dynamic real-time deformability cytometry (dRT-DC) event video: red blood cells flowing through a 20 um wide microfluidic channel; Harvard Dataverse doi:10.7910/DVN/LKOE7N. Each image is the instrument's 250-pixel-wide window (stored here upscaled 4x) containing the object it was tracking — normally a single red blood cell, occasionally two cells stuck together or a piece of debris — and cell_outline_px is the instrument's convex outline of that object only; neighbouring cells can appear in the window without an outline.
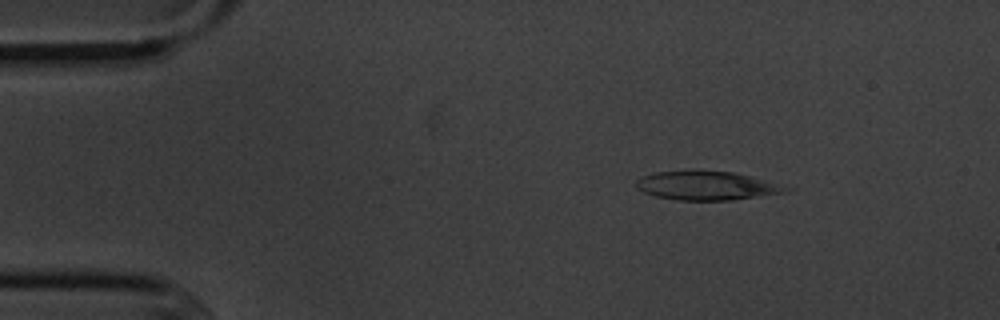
{"species": "common noctule bat (a hibernating species)", "species_latin": "Nyctalus noctula", "temperature_condition": "cold", "stored_images_in_passage": 2, "camera_frame_rate_fps": 3000, "um_per_image_px": 0.085, "animal": {"sex": "male", "body_mass_g": 20.1, "forearm_length_mm": 53.5}, "frame": {"image": 1, "passage_image": 2, "time_ms": 1.333, "image_size_px": [1000, 320], "cell_outline_px": [[796, 188], [784, 192], [732, 200], [676, 200], [656, 196], [644, 192], [636, 188], [636, 180], [640, 176], [656, 172], [692, 168], [732, 172]], "centroid_in_image_um": [60.0, 15.75], "position_along_channel_um": 25.0, "area_um2": 25.61}}